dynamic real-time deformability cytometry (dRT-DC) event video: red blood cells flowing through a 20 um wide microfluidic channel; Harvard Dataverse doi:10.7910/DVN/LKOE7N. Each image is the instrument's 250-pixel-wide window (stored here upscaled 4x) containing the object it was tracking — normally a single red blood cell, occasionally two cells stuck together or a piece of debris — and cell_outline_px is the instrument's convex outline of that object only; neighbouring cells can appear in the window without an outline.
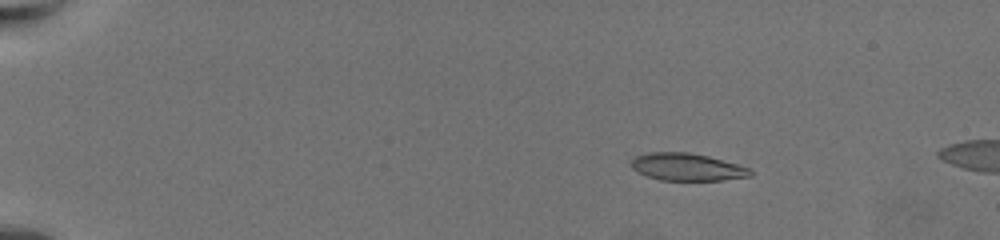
{"species": "common noctule bat (a hibernating species)", "species_latin": "Nyctalus noctula", "temperature_condition": "warm", "stored_images_in_passage": 21, "camera_frame_rate_fps": 3000, "um_per_image_px": 0.085, "animal": {"sex": "female", "body_mass_g": 19.5, "forearm_length_mm": 54.1}, "frame": {"image": 1, "passage_image": 12, "time_ms": 3.667, "image_size_px": [1000, 240], "cell_outline_px": [[752, 176], [720, 180], [660, 180], [648, 176], [632, 168], [632, 160], [636, 156], [652, 152], [688, 152], [736, 164], [748, 168], [752, 172]], "centroid_in_image_um": [58.39, 14.2], "position_along_channel_um": 26.6, "area_um2": 18.5}}